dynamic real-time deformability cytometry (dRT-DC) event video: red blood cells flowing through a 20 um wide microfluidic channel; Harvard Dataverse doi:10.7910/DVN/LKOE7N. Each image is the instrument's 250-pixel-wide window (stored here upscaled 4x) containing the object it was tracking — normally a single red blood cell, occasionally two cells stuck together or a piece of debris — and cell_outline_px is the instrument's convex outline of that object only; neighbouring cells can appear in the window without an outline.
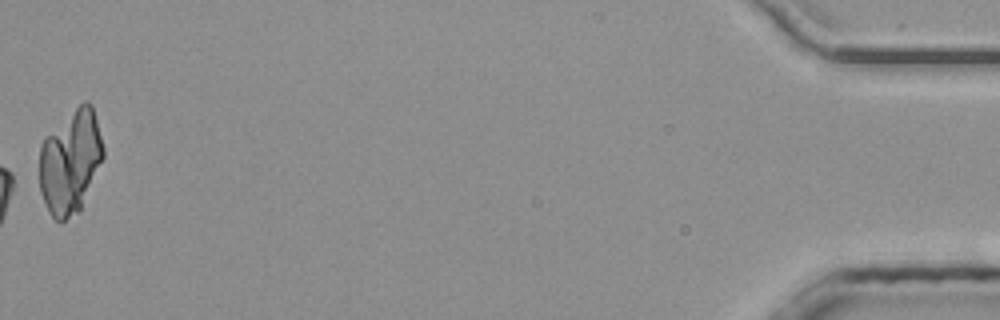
{"species": "common noctule bat (a hibernating species)", "species_latin": "Nyctalus noctula", "temperature_condition": "room temperature", "stored_images_in_passage": 52, "camera_frame_rate_fps": 3000, "um_per_image_px": 0.085, "animal": {"sex": "male", "body_mass_g": 20.4}, "frame": {"image": 1, "passage_image": 52, "time_ms": 17.0, "image_size_px": [1000, 320], "cell_outline_px": [[104, 156], [80, 212], [64, 220], [56, 220], [48, 212], [40, 192], [40, 144], [44, 136], [84, 100], [88, 100], [92, 104], [104, 148]], "centroid_in_image_um": [5.98, 13.75], "position_along_channel_um": 429.2, "area_um2": 38.84}, "authors_computed_cell_mechanics": {"area_um2": 18.7561, "velocity_mm_per_s": 4.0338, "shape_relaxation_time_tau1_ms": null, "shape_relaxation_time_tau2_ms": 5.9281, "deformation_change_tau1": null, "deformation_change_tau2": 0.141}}